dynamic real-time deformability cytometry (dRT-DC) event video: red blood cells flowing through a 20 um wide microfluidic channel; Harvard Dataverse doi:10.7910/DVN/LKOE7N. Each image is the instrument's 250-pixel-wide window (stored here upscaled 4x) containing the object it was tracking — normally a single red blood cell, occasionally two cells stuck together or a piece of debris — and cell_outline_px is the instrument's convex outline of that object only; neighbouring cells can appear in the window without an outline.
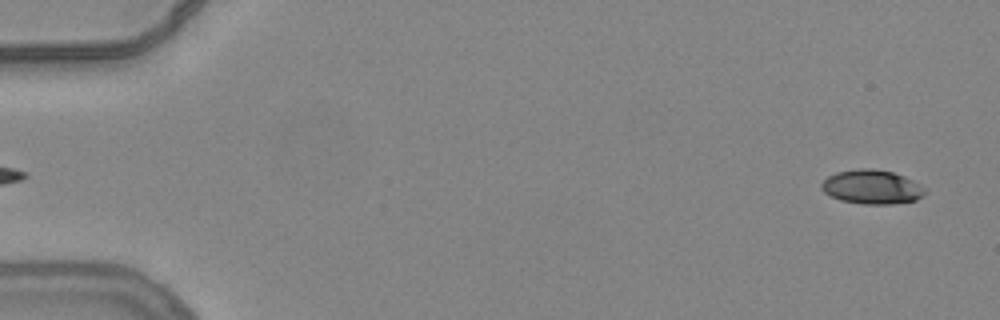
{"species": "common noctule bat (a hibernating species)", "species_latin": "Nyctalus noctula", "temperature_condition": "warm", "stored_images_in_passage": 54, "camera_frame_rate_fps": 3000, "um_per_image_px": 0.085, "animal": {"sex": "female", "body_mass_g": 24.6, "forearm_length_mm": 56.2}, "frame": {"image": 1, "passage_image": 2, "time_ms": 0.333, "image_size_px": [1000, 320], "cell_outline_px": [[924, 196], [916, 200], [892, 204], [864, 204], [840, 200], [824, 192], [820, 188], [820, 184], [828, 176], [836, 172], [860, 168], [872, 168], [892, 172], [904, 176], [920, 184], [924, 188]], "centroid_in_image_um": [74.1, 15.89], "position_along_channel_um": 10.9, "area_um2": 20.58}}
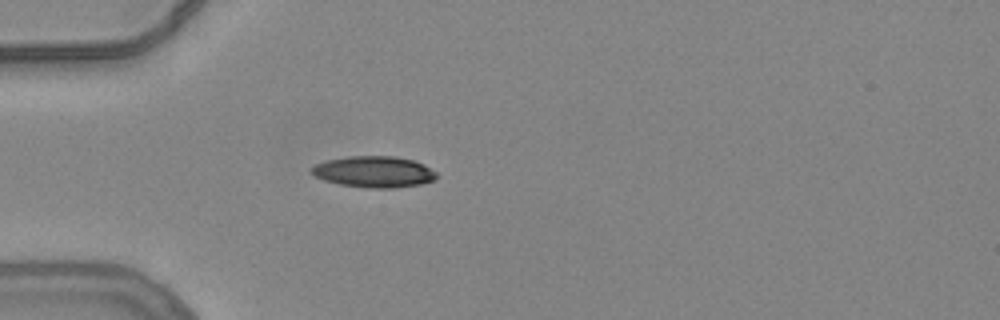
{"frame": {"image": 2, "passage_image": 16, "time_ms": 5.0, "image_size_px": [1000, 320], "cell_outline_px": [[436, 180], [420, 184], [392, 188], [368, 188], [340, 184], [324, 180], [308, 172], [308, 168], [324, 160], [348, 156], [396, 156], [412, 160], [424, 164], [436, 172]], "centroid_in_image_um": [31.75, 14.59], "position_along_channel_um": 53.3, "area_um2": 22.95}}
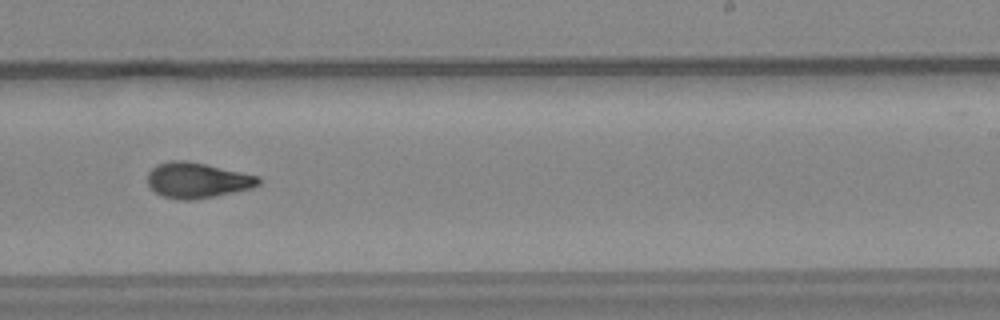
{"frame": {"image": 3, "passage_image": 34, "time_ms": 11.0, "image_size_px": [1000, 320], "cell_outline_px": [[260, 184], [252, 188], [192, 200], [180, 200], [160, 196], [148, 184], [148, 172], [156, 164], [172, 160], [188, 160], [260, 176]], "centroid_in_image_um": [16.75, 15.31], "position_along_channel_um": 272.2, "area_um2": 22.95}, "authors_computed_cell_mechanics": {"area_um2": 22.1085, "velocity_mm_per_s": 3.8315, "shape_relaxation_time_tau1_ms": null, "shape_relaxation_time_tau2_ms": 3.0187, "deformation_change_tau1": null, "deformation_change_tau2": 0.1058}}